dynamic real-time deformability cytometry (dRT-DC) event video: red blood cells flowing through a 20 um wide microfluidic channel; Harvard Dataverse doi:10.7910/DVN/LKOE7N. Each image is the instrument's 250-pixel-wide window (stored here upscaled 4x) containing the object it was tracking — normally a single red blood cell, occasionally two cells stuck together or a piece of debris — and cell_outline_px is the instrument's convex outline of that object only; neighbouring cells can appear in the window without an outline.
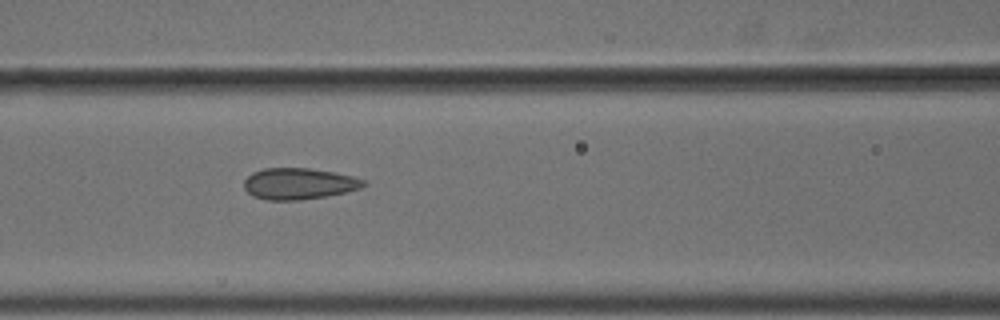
{"species": "common noctule bat (a hibernating species)", "species_latin": "Nyctalus noctula", "temperature_condition": "cold", "stored_images_in_passage": 14, "camera_frame_rate_fps": 3000, "um_per_image_px": 0.085, "animal": {"sex": "male", "body_mass_g": 18.8}, "frame": {"image": 1, "passage_image": 7, "time_ms": 2.0, "image_size_px": [1000, 320], "cell_outline_px": [[368, 184], [360, 188], [328, 196], [300, 200], [264, 200], [252, 196], [244, 188], [244, 180], [252, 172], [264, 168], [308, 168], [332, 172], [352, 176], [364, 180]], "centroid_in_image_um": [25.37, 15.62], "position_along_channel_um": 141.2, "area_um2": 21.85}}
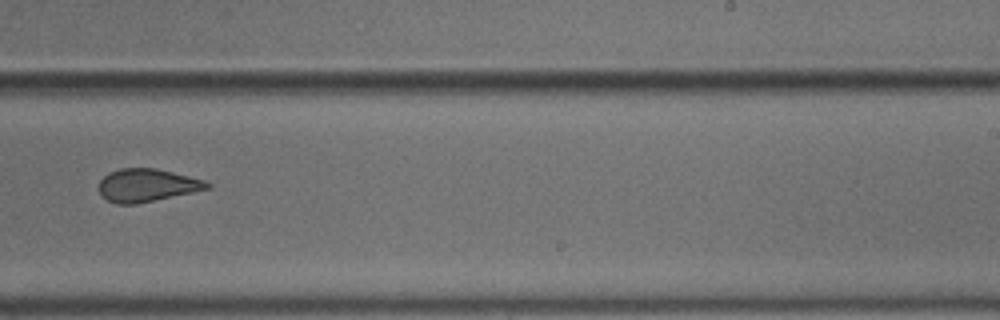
{"frame": {"image": 2, "passage_image": 10, "time_ms": 3.0, "image_size_px": [1000, 320], "cell_outline_px": [[212, 188], [136, 204], [116, 204], [100, 196], [100, 180], [108, 172], [120, 168], [156, 168], [204, 180], [212, 184]], "centroid_in_image_um": [12.49, 15.75], "position_along_channel_um": 276.5, "area_um2": 20.75}}
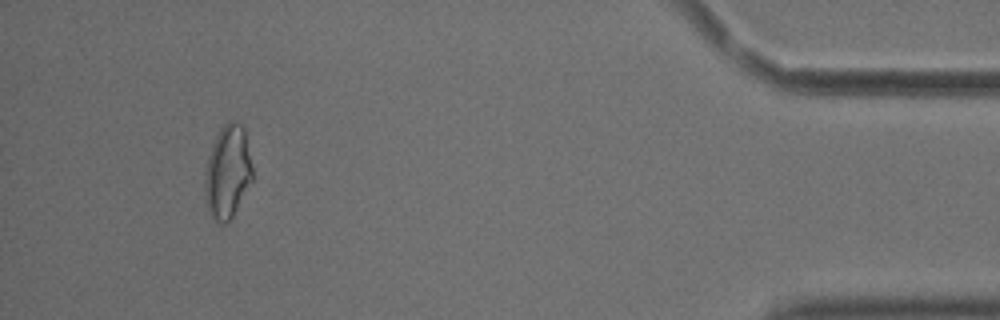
{"frame": {"image": 3, "passage_image": 14, "time_ms": 4.333, "image_size_px": [1000, 320], "cell_outline_px": [[252, 180], [228, 224], [216, 224], [208, 208], [204, 188], [204, 172], [208, 156], [212, 144], [220, 128], [228, 120], [236, 120], [244, 128], [252, 168]], "centroid_in_image_um": [19.33, 14.61], "position_along_channel_um": 415.9, "area_um2": 25.89}}